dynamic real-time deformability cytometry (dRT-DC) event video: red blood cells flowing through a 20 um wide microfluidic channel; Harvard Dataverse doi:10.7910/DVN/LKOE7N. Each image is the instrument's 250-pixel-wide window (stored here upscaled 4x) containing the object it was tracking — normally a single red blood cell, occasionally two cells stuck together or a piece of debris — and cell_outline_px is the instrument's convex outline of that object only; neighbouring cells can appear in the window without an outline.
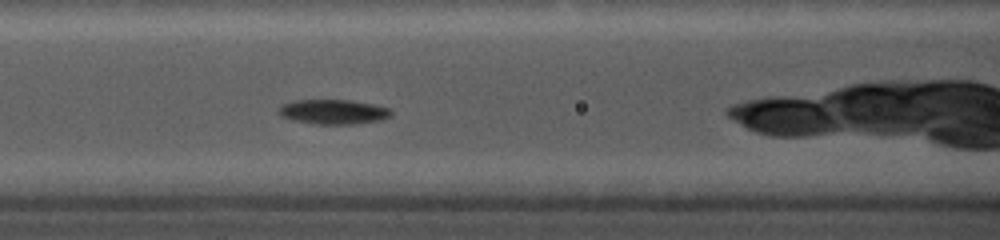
{"species": "common noctule bat (a hibernating species)", "species_latin": "Nyctalus noctula", "temperature_condition": "cold", "stored_images_in_passage": 18, "camera_frame_rate_fps": 5000, "um_per_image_px": 0.085, "animal": {"sex": "female", "body_mass_g": 19.0, "forearm_length_mm": 56.7}, "frame": {"image": 1, "passage_image": 4, "time_ms": 0.6, "image_size_px": [1000, 240], "cell_outline_px": [[392, 112], [384, 120], [352, 124], [316, 124], [292, 120], [280, 116], [276, 112], [276, 108], [280, 104], [292, 100], [352, 100], [376, 104], [388, 108]], "centroid_in_image_um": [28.26, 9.49], "position_along_channel_um": 138.3, "area_um2": 16.53}}
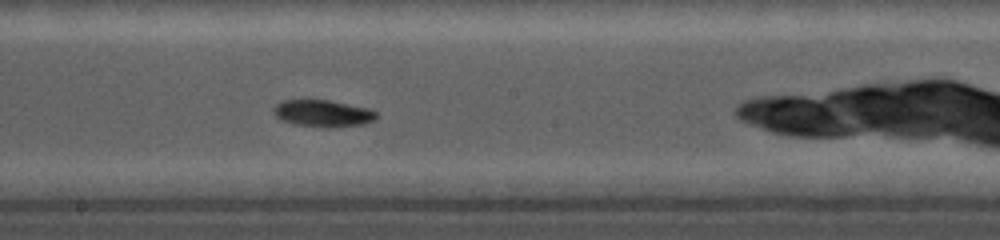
{"frame": {"image": 2, "passage_image": 7, "time_ms": 1.2, "image_size_px": [1000, 240], "cell_outline_px": [[376, 120], [364, 124], [328, 128], [296, 124], [280, 120], [272, 112], [272, 108], [276, 104], [284, 100], [328, 100], [368, 108], [376, 112]], "centroid_in_image_um": [27.43, 9.64], "position_along_channel_um": 220.8, "area_um2": 16.13}}
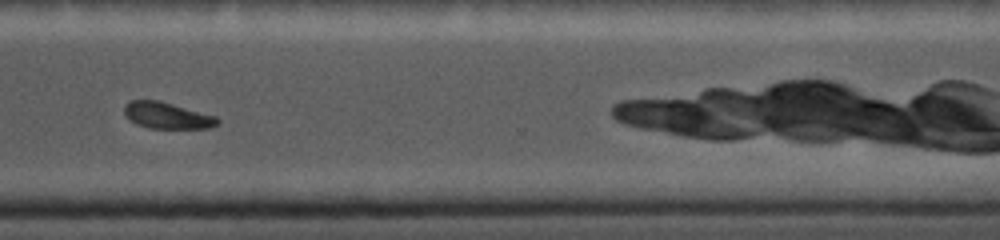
{"frame": {"image": 3, "passage_image": 12, "time_ms": 2.2, "image_size_px": [1000, 240], "cell_outline_px": [[220, 124], [208, 128], [148, 128], [136, 124], [124, 112], [124, 104], [132, 100], [160, 100], [216, 116], [220, 120]], "centroid_in_image_um": [14.23, 9.81], "position_along_channel_um": 356.4, "area_um2": 14.33}}